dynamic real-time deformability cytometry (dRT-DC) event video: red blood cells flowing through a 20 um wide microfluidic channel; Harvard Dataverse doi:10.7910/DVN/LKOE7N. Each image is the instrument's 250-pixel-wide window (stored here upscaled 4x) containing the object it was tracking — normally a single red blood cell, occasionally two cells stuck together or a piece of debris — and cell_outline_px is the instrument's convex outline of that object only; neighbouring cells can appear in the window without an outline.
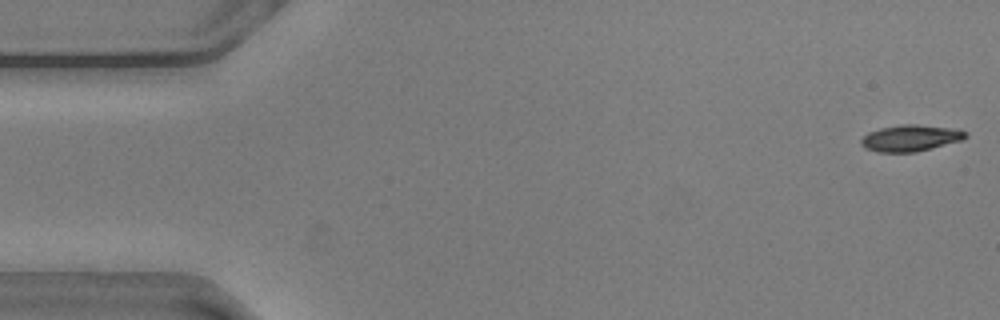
{"species": "common noctule bat (a hibernating species)", "species_latin": "Nyctalus noctula", "temperature_condition": "warm", "stored_images_in_passage": 15, "camera_frame_rate_fps": 3000, "um_per_image_px": 0.085, "animal": {"sex": "male", "body_mass_g": 20.5, "forearm_length_mm": 52.5}, "frame": {"image": 1, "passage_image": 1, "time_ms": 0.0, "image_size_px": [1000, 320], "cell_outline_px": [[968, 136], [960, 140], [932, 148], [916, 152], [876, 152], [864, 148], [860, 144], [860, 140], [868, 132], [880, 128], [904, 124], [916, 124], [960, 128], [968, 132]], "centroid_in_image_um": [77.41, 11.72], "position_along_channel_um": 7.6, "area_um2": 16.3}}
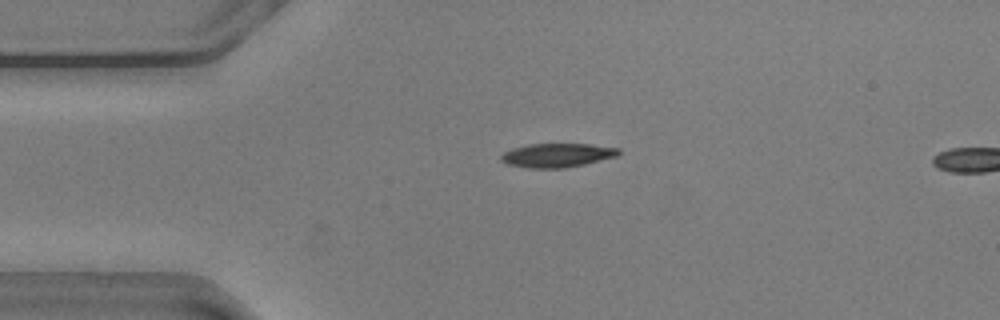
{"frame": {"image": 2, "passage_image": 12, "time_ms": 3.667, "image_size_px": [1000, 320], "cell_outline_px": [[620, 152], [616, 156], [584, 164], [564, 168], [528, 168], [508, 164], [500, 160], [500, 156], [504, 152], [512, 148], [528, 144], [588, 144], [620, 148]], "centroid_in_image_um": [47.33, 13.19], "position_along_channel_um": 37.7, "area_um2": 16.3}}